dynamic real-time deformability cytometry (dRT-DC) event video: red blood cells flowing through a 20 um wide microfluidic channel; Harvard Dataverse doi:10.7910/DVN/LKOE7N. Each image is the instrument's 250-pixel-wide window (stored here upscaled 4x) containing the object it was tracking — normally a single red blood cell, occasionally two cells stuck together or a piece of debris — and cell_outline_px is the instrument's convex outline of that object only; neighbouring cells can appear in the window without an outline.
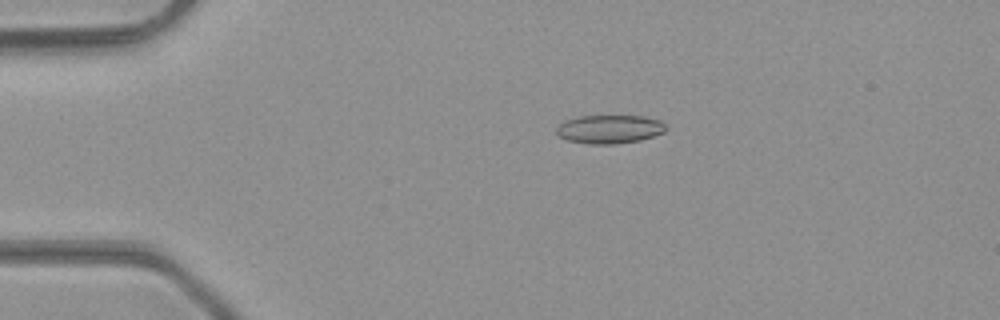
{"species": "common noctule bat (a hibernating species)", "species_latin": "Nyctalus noctula", "temperature_condition": "room temperature", "stored_images_in_passage": 49, "camera_frame_rate_fps": 3000, "um_per_image_px": 0.085, "animal": {"sex": "male", "body_mass_g": 23.1, "forearm_length_mm": 52.7}, "frame": {"image": 1, "passage_image": 11, "time_ms": 3.333, "image_size_px": [1000, 320], "cell_outline_px": [[668, 128], [664, 132], [640, 140], [612, 144], [588, 144], [568, 140], [560, 136], [556, 132], [556, 128], [564, 120], [580, 116], [644, 116], [660, 120]], "centroid_in_image_um": [51.81, 10.97], "position_along_channel_um": 33.2, "area_um2": 18.15}}
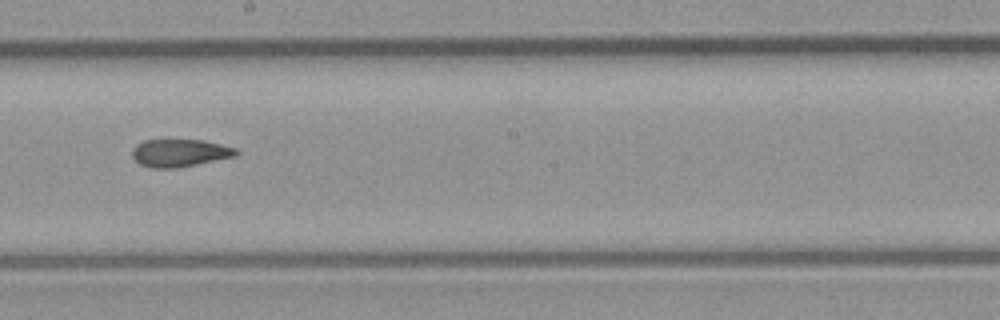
{"frame": {"image": 2, "passage_image": 28, "time_ms": 9.0, "image_size_px": [1000, 320], "cell_outline_px": [[240, 152], [236, 156], [176, 168], [152, 168], [140, 164], [132, 156], [132, 148], [136, 144], [144, 140], [204, 140], [236, 148]], "centroid_in_image_um": [15.27, 12.99], "position_along_channel_um": 232.9, "area_um2": 16.7}}
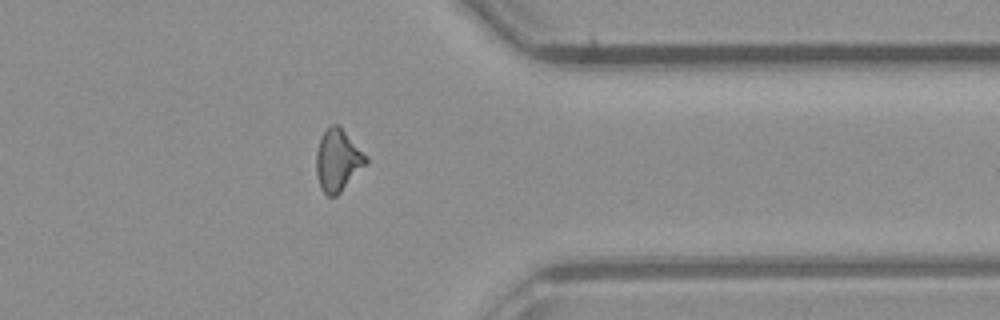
{"frame": {"image": 3, "passage_image": 39, "time_ms": 12.667, "image_size_px": [1000, 320], "cell_outline_px": [[368, 160], [340, 192], [336, 196], [328, 196], [320, 188], [316, 172], [316, 152], [320, 140], [324, 132], [332, 124], [336, 124], [368, 156]], "centroid_in_image_um": [28.69, 13.64], "position_along_channel_um": 382.7, "area_um2": 17.34}, "authors_computed_cell_mechanics": {"area_um2": 17.4556, "velocity_mm_per_s": 4.3653, "shape_relaxation_time_tau1_ms": null, "shape_relaxation_time_tau2_ms": 2.3699, "deformation_change_tau1": null, "deformation_change_tau2": 0.1018}}